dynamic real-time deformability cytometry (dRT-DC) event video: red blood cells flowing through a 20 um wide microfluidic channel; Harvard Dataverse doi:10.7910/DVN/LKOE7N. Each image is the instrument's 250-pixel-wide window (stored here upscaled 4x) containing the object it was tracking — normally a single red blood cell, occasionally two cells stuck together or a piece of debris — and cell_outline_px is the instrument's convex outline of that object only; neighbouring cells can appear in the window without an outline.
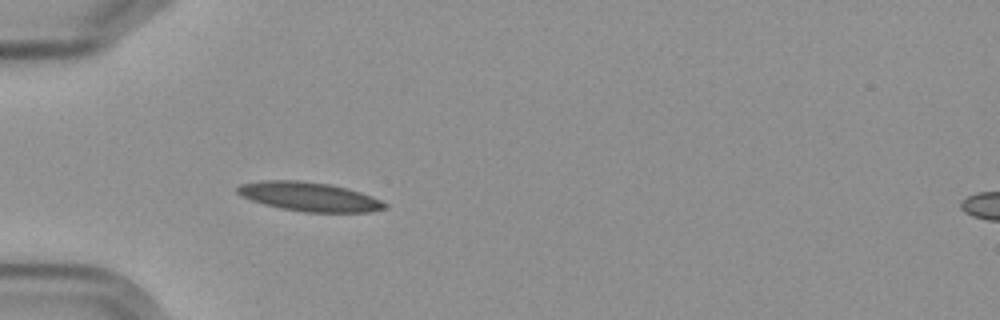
{"species": "Egyptian fruit bat (a non-hibernating species)", "species_latin": "Rousettus aegyptiacus", "temperature_condition": "cold", "stored_images_in_passage": 6, "camera_frame_rate_fps": 3000, "um_per_image_px": 0.085, "frame": {"image": 1, "passage_image": 6, "time_ms": 5.667, "image_size_px": [1000, 320], "cell_outline_px": [[388, 204], [384, 208], [368, 212], [304, 212], [280, 208], [264, 204], [240, 196], [236, 192], [236, 188], [240, 184], [260, 180], [296, 180], [328, 184], [348, 188], [372, 196]], "centroid_in_image_um": [26.24, 16.71], "position_along_channel_um": 58.8, "area_um2": 24.91}}